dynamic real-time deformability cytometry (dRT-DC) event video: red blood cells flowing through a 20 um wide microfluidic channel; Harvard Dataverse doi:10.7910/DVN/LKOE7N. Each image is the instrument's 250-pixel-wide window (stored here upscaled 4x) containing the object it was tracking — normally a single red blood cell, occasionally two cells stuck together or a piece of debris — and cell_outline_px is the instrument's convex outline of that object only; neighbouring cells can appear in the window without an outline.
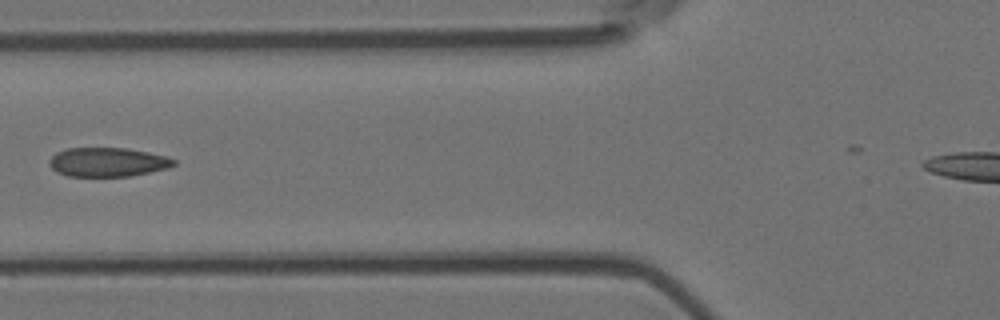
{"species": "Egyptian fruit bat (a non-hibernating species)", "species_latin": "Rousettus aegyptiacus", "temperature_condition": "room temperature", "stored_images_in_passage": 8, "camera_frame_rate_fps": 3000, "um_per_image_px": 0.085, "animal": {"sex": "female"}, "frame": {"image": 1, "passage_image": 5, "time_ms": 1.333, "image_size_px": [1000, 320], "cell_outline_px": [[176, 164], [168, 168], [128, 176], [68, 176], [56, 172], [48, 164], [48, 160], [56, 152], [64, 148], [124, 148], [148, 152], [164, 156], [176, 160]], "centroid_in_image_um": [9.1, 13.77], "position_along_channel_um": 116.7, "area_um2": 21.04}}